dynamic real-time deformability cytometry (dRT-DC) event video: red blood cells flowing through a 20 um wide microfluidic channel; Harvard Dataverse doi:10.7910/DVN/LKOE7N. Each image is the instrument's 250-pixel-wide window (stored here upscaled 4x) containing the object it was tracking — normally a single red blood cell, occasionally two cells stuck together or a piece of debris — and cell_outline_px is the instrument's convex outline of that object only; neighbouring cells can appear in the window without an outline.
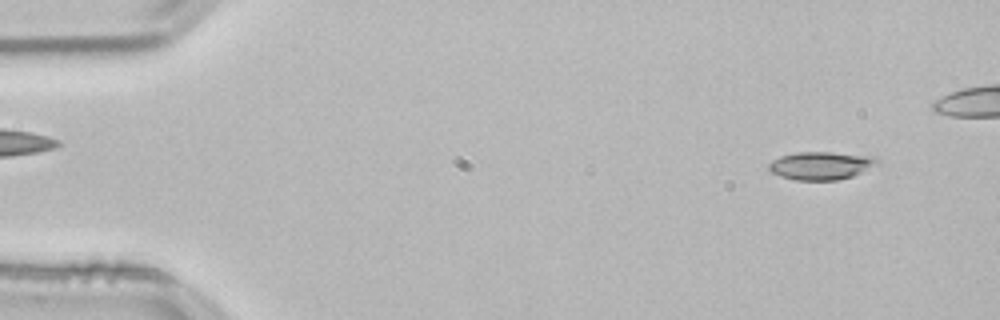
{"species": "common noctule bat (a hibernating species)", "species_latin": "Nyctalus noctula", "temperature_condition": "room temperature", "stored_images_in_passage": 47, "camera_frame_rate_fps": 3000, "um_per_image_px": 0.085, "animal": {"sex": "male", "body_mass_g": 21.5, "forearm_length_mm": 52.0}, "frame": {"image": 1, "passage_image": 4, "time_ms": 1.0, "image_size_px": [1000, 320], "cell_outline_px": [[884, 164], [852, 176], [836, 180], [796, 180], [780, 176], [772, 172], [768, 168], [768, 164], [772, 160], [780, 156], [796, 152], [828, 152], [876, 156]], "centroid_in_image_um": [69.87, 14.07], "position_along_channel_um": 15.1, "area_um2": 18.03}}
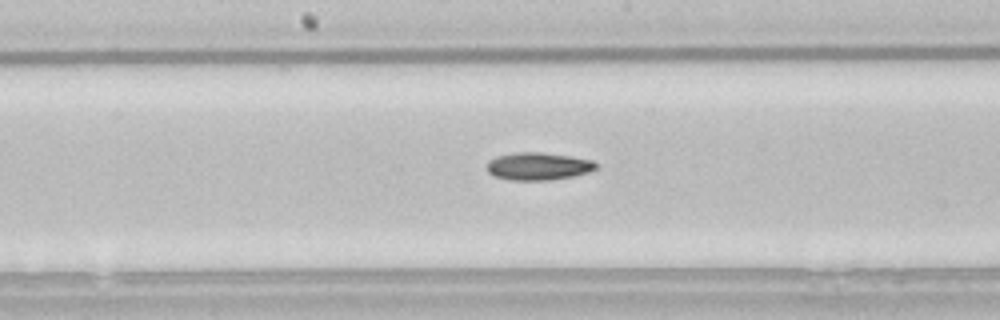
{"frame": {"image": 2, "passage_image": 27, "time_ms": 8.667, "image_size_px": [1000, 320], "cell_outline_px": [[600, 164], [596, 168], [588, 172], [572, 176], [548, 180], [512, 180], [496, 176], [488, 172], [488, 160], [496, 156], [516, 152], [540, 152], [568, 156], [592, 160]], "centroid_in_image_um": [45.76, 14.12], "position_along_channel_um": 202.4, "area_um2": 17.4}}
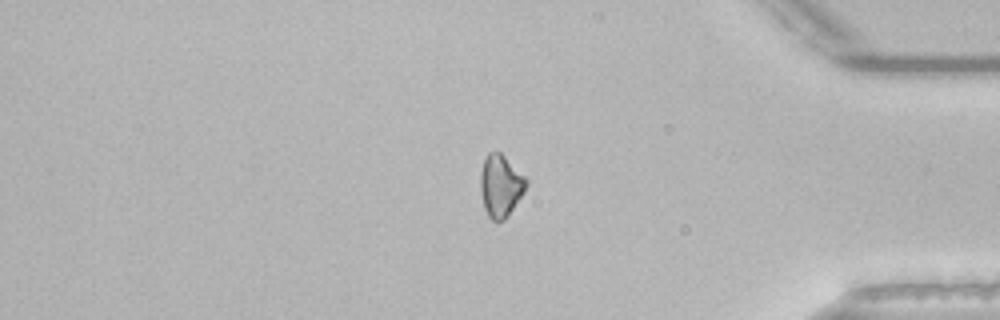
{"frame": {"image": 3, "passage_image": 44, "time_ms": 14.333, "image_size_px": [1000, 320], "cell_outline_px": [[528, 184], [524, 192], [508, 216], [504, 220], [496, 224], [488, 216], [484, 208], [480, 188], [480, 172], [484, 160], [488, 152], [500, 152], [528, 180]], "centroid_in_image_um": [42.54, 15.83], "position_along_channel_um": 392.7, "area_um2": 16.65}}